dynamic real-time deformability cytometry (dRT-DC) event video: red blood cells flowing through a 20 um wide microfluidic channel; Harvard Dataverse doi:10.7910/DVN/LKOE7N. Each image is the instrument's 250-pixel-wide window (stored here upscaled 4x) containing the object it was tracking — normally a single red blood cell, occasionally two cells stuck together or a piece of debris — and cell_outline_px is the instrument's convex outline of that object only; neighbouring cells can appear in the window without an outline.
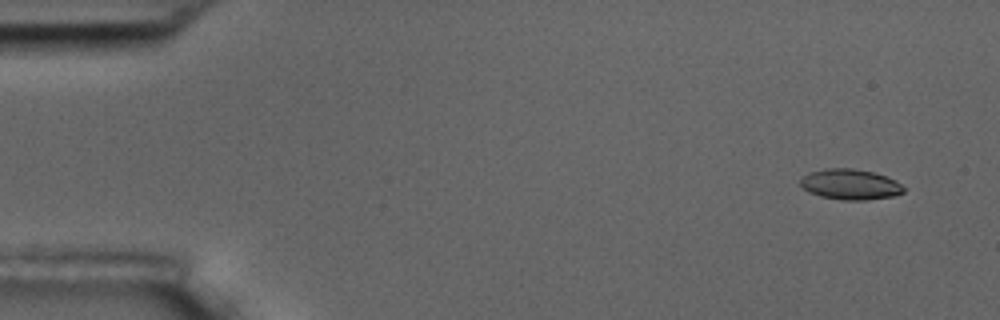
{"species": "common noctule bat (a hibernating species)", "species_latin": "Nyctalus noctula", "temperature_condition": "room temperature", "stored_images_in_passage": 8, "camera_frame_rate_fps": 3000, "um_per_image_px": 0.085, "animal": {"sex": "male", "body_mass_g": 17.5, "forearm_length_mm": 52.3}, "frame": {"image": 1, "passage_image": 2, "time_ms": 1.0, "image_size_px": [1000, 320], "cell_outline_px": [[904, 192], [896, 196], [864, 200], [840, 200], [820, 196], [808, 192], [800, 184], [800, 180], [804, 176], [812, 172], [824, 168], [852, 168], [872, 172], [896, 180], [904, 188]], "centroid_in_image_um": [72.28, 15.68], "position_along_channel_um": 12.7, "area_um2": 18.32}}
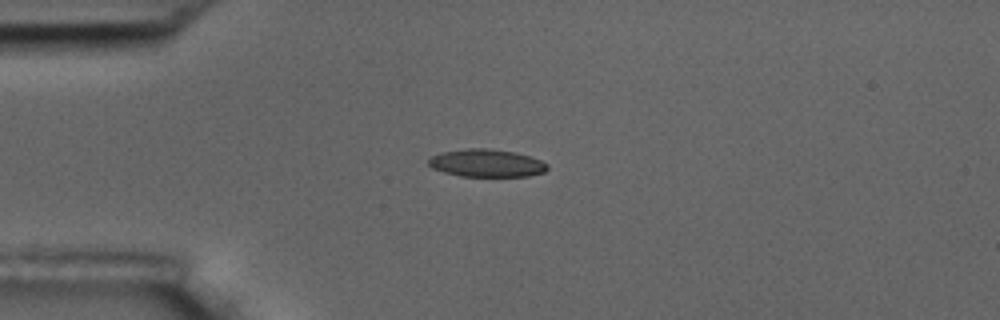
{"frame": {"image": 2, "passage_image": 5, "time_ms": 4.667, "image_size_px": [1000, 320], "cell_outline_px": [[548, 168], [544, 172], [528, 176], [460, 176], [444, 172], [432, 168], [428, 164], [428, 160], [432, 156], [444, 152], [468, 148], [488, 148], [516, 152], [540, 160], [548, 164]], "centroid_in_image_um": [41.37, 13.86], "position_along_channel_um": 43.6, "area_um2": 19.07}}